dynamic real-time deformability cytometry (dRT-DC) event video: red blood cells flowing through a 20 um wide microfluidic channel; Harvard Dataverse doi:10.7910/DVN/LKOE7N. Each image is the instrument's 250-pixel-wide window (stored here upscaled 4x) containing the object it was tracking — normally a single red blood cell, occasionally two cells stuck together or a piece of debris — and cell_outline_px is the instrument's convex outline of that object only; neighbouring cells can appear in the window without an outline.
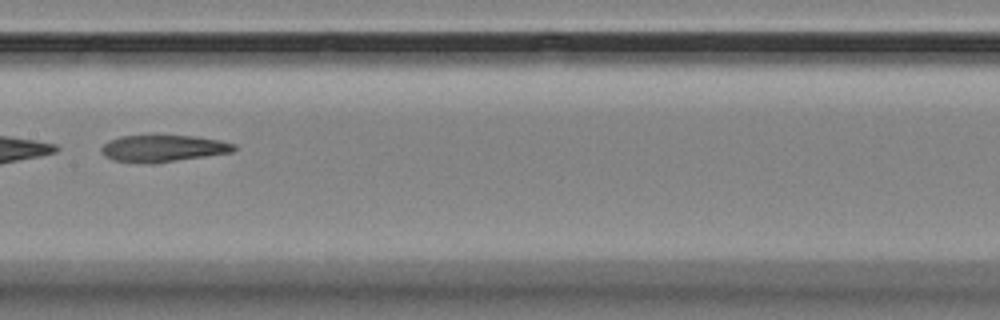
{"species": "Egyptian fruit bat (a non-hibernating species)", "species_latin": "Rousettus aegyptiacus", "temperature_condition": "room temperature", "stored_images_in_passage": 13, "camera_frame_rate_fps": 3000, "um_per_image_px": 0.085, "animal": {"sex": "female"}, "frame": {"image": 1, "passage_image": 6, "time_ms": 5.667, "image_size_px": [1000, 320], "cell_outline_px": [[236, 148], [232, 152], [156, 164], [152, 164], [112, 160], [104, 156], [100, 152], [100, 148], [108, 140], [120, 136], [196, 136], [220, 140], [236, 144]], "centroid_in_image_um": [13.84, 12.62], "position_along_channel_um": 193.6, "area_um2": 20.92}}
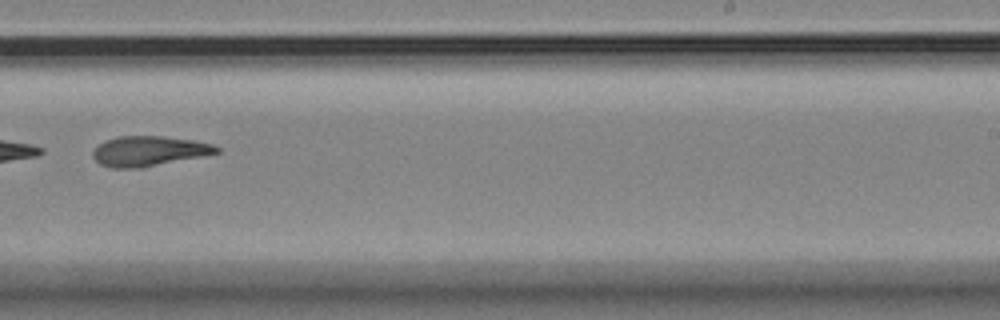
{"frame": {"image": 2, "passage_image": 8, "time_ms": 8.0, "image_size_px": [1000, 320], "cell_outline_px": [[220, 152], [140, 168], [112, 168], [100, 164], [92, 156], [92, 152], [104, 140], [120, 136], [164, 136], [192, 140], [212, 144], [220, 148]], "centroid_in_image_um": [12.62, 12.83], "position_along_channel_um": 276.4, "area_um2": 21.39}}
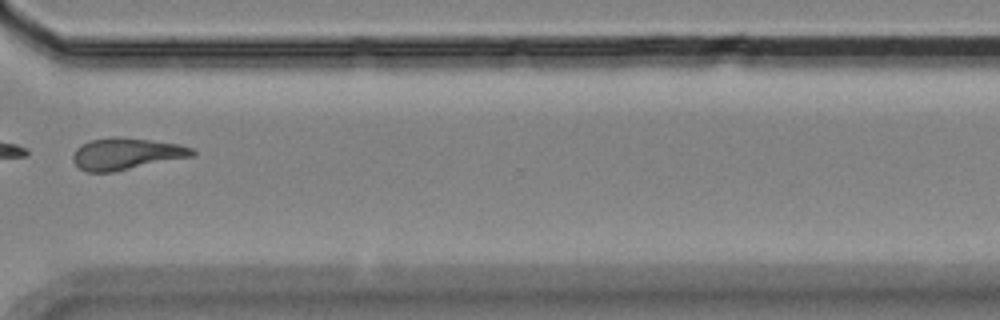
{"frame": {"image": 3, "passage_image": 10, "time_ms": 10.333, "image_size_px": [1000, 320], "cell_outline_px": [[196, 152], [192, 156], [116, 172], [84, 172], [72, 160], [72, 156], [76, 148], [92, 140], [112, 136], [116, 136], [180, 144], [192, 148]], "centroid_in_image_um": [10.72, 13.08], "position_along_channel_um": 359.9, "area_um2": 22.02}, "authors_computed_cell_mechanics": {"area_um2": 22.0218, "velocity_mm_per_s": 3.572, "shape_relaxation_time_tau1_ms": null, "shape_relaxation_time_tau2_ms": 6.8541, "deformation_change_tau1": null, "deformation_change_tau2": 0.1652}}